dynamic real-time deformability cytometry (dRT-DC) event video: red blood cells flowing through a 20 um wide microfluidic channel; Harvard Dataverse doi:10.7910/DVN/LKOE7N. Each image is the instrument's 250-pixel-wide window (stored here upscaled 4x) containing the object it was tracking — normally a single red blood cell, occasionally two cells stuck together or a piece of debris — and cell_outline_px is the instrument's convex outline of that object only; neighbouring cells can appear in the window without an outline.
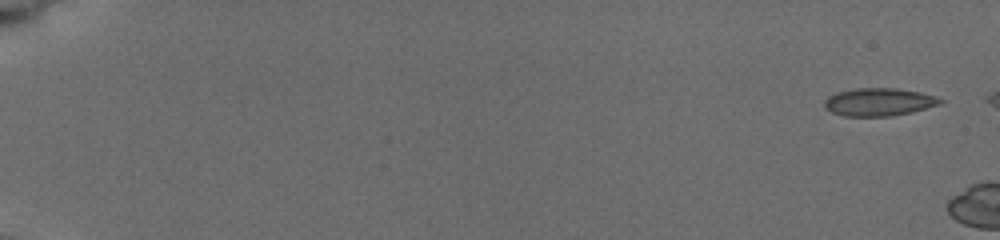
{"species": "common noctule bat (a hibernating species)", "species_latin": "Nyctalus noctula", "temperature_condition": "cold", "stored_images_in_passage": 4, "camera_frame_rate_fps": 3000, "um_per_image_px": 0.085, "animal": {"sex": "female", "body_mass_g": 19.5, "forearm_length_mm": 54.1}, "frame": {"image": 1, "passage_image": 1, "time_ms": 0.0, "image_size_px": [1000, 240], "cell_outline_px": [[944, 100], [940, 104], [908, 112], [888, 116], [844, 116], [832, 112], [824, 104], [824, 100], [828, 96], [840, 92], [856, 88], [896, 88], [920, 92], [936, 96]], "centroid_in_image_um": [74.71, 8.66], "position_along_channel_um": 10.3, "area_um2": 18.44}}